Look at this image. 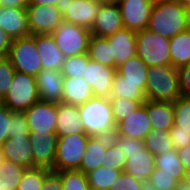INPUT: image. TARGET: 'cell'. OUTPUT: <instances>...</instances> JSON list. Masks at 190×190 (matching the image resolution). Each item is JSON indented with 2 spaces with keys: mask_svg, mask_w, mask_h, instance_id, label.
I'll return each instance as SVG.
<instances>
[{
  "mask_svg": "<svg viewBox=\"0 0 190 190\" xmlns=\"http://www.w3.org/2000/svg\"><path fill=\"white\" fill-rule=\"evenodd\" d=\"M12 39L8 36V34L0 29V58L7 57Z\"/></svg>",
  "mask_w": 190,
  "mask_h": 190,
  "instance_id": "cell-50",
  "label": "cell"
},
{
  "mask_svg": "<svg viewBox=\"0 0 190 190\" xmlns=\"http://www.w3.org/2000/svg\"><path fill=\"white\" fill-rule=\"evenodd\" d=\"M100 3H114L118 4L120 0H98Z\"/></svg>",
  "mask_w": 190,
  "mask_h": 190,
  "instance_id": "cell-56",
  "label": "cell"
},
{
  "mask_svg": "<svg viewBox=\"0 0 190 190\" xmlns=\"http://www.w3.org/2000/svg\"><path fill=\"white\" fill-rule=\"evenodd\" d=\"M117 71L123 76V80L131 83H140V88L145 91L148 80V66L137 56L131 57Z\"/></svg>",
  "mask_w": 190,
  "mask_h": 190,
  "instance_id": "cell-30",
  "label": "cell"
},
{
  "mask_svg": "<svg viewBox=\"0 0 190 190\" xmlns=\"http://www.w3.org/2000/svg\"><path fill=\"white\" fill-rule=\"evenodd\" d=\"M51 171L45 167L26 168L18 190H40L46 175Z\"/></svg>",
  "mask_w": 190,
  "mask_h": 190,
  "instance_id": "cell-35",
  "label": "cell"
},
{
  "mask_svg": "<svg viewBox=\"0 0 190 190\" xmlns=\"http://www.w3.org/2000/svg\"><path fill=\"white\" fill-rule=\"evenodd\" d=\"M34 39L42 60V69L62 70L65 57L57 47L52 35H34Z\"/></svg>",
  "mask_w": 190,
  "mask_h": 190,
  "instance_id": "cell-23",
  "label": "cell"
},
{
  "mask_svg": "<svg viewBox=\"0 0 190 190\" xmlns=\"http://www.w3.org/2000/svg\"><path fill=\"white\" fill-rule=\"evenodd\" d=\"M152 130L146 110V101L122 120L116 128V134L123 137L144 140Z\"/></svg>",
  "mask_w": 190,
  "mask_h": 190,
  "instance_id": "cell-16",
  "label": "cell"
},
{
  "mask_svg": "<svg viewBox=\"0 0 190 190\" xmlns=\"http://www.w3.org/2000/svg\"><path fill=\"white\" fill-rule=\"evenodd\" d=\"M94 97L91 86L79 78H64L62 103L70 105H82Z\"/></svg>",
  "mask_w": 190,
  "mask_h": 190,
  "instance_id": "cell-25",
  "label": "cell"
},
{
  "mask_svg": "<svg viewBox=\"0 0 190 190\" xmlns=\"http://www.w3.org/2000/svg\"><path fill=\"white\" fill-rule=\"evenodd\" d=\"M126 155L121 148L111 139L104 155V165L107 163L111 169L123 171Z\"/></svg>",
  "mask_w": 190,
  "mask_h": 190,
  "instance_id": "cell-40",
  "label": "cell"
},
{
  "mask_svg": "<svg viewBox=\"0 0 190 190\" xmlns=\"http://www.w3.org/2000/svg\"><path fill=\"white\" fill-rule=\"evenodd\" d=\"M187 180L189 181V183H190V172L189 173H187Z\"/></svg>",
  "mask_w": 190,
  "mask_h": 190,
  "instance_id": "cell-59",
  "label": "cell"
},
{
  "mask_svg": "<svg viewBox=\"0 0 190 190\" xmlns=\"http://www.w3.org/2000/svg\"><path fill=\"white\" fill-rule=\"evenodd\" d=\"M11 127V110L0 104V147L9 137Z\"/></svg>",
  "mask_w": 190,
  "mask_h": 190,
  "instance_id": "cell-46",
  "label": "cell"
},
{
  "mask_svg": "<svg viewBox=\"0 0 190 190\" xmlns=\"http://www.w3.org/2000/svg\"><path fill=\"white\" fill-rule=\"evenodd\" d=\"M149 181L157 190H176L179 182L167 173H160V169H155Z\"/></svg>",
  "mask_w": 190,
  "mask_h": 190,
  "instance_id": "cell-43",
  "label": "cell"
},
{
  "mask_svg": "<svg viewBox=\"0 0 190 190\" xmlns=\"http://www.w3.org/2000/svg\"><path fill=\"white\" fill-rule=\"evenodd\" d=\"M28 128L35 134L56 132L57 103L38 101L24 111Z\"/></svg>",
  "mask_w": 190,
  "mask_h": 190,
  "instance_id": "cell-11",
  "label": "cell"
},
{
  "mask_svg": "<svg viewBox=\"0 0 190 190\" xmlns=\"http://www.w3.org/2000/svg\"><path fill=\"white\" fill-rule=\"evenodd\" d=\"M26 10L30 35L52 34L63 22V14L54 5L28 4Z\"/></svg>",
  "mask_w": 190,
  "mask_h": 190,
  "instance_id": "cell-9",
  "label": "cell"
},
{
  "mask_svg": "<svg viewBox=\"0 0 190 190\" xmlns=\"http://www.w3.org/2000/svg\"><path fill=\"white\" fill-rule=\"evenodd\" d=\"M180 161L187 173L190 172V144L177 150Z\"/></svg>",
  "mask_w": 190,
  "mask_h": 190,
  "instance_id": "cell-51",
  "label": "cell"
},
{
  "mask_svg": "<svg viewBox=\"0 0 190 190\" xmlns=\"http://www.w3.org/2000/svg\"><path fill=\"white\" fill-rule=\"evenodd\" d=\"M122 172L123 171L111 169L106 163L86 174L89 187L99 190H109Z\"/></svg>",
  "mask_w": 190,
  "mask_h": 190,
  "instance_id": "cell-32",
  "label": "cell"
},
{
  "mask_svg": "<svg viewBox=\"0 0 190 190\" xmlns=\"http://www.w3.org/2000/svg\"><path fill=\"white\" fill-rule=\"evenodd\" d=\"M40 190H63V184L59 174L51 170L46 175Z\"/></svg>",
  "mask_w": 190,
  "mask_h": 190,
  "instance_id": "cell-49",
  "label": "cell"
},
{
  "mask_svg": "<svg viewBox=\"0 0 190 190\" xmlns=\"http://www.w3.org/2000/svg\"><path fill=\"white\" fill-rule=\"evenodd\" d=\"M146 100L174 102L182 97L179 87V71L172 65L148 67L145 87Z\"/></svg>",
  "mask_w": 190,
  "mask_h": 190,
  "instance_id": "cell-3",
  "label": "cell"
},
{
  "mask_svg": "<svg viewBox=\"0 0 190 190\" xmlns=\"http://www.w3.org/2000/svg\"><path fill=\"white\" fill-rule=\"evenodd\" d=\"M111 139L121 148L123 152L141 151L145 148L144 140L119 136L116 133Z\"/></svg>",
  "mask_w": 190,
  "mask_h": 190,
  "instance_id": "cell-45",
  "label": "cell"
},
{
  "mask_svg": "<svg viewBox=\"0 0 190 190\" xmlns=\"http://www.w3.org/2000/svg\"><path fill=\"white\" fill-rule=\"evenodd\" d=\"M136 55L148 67L171 65L170 39L148 28L137 31Z\"/></svg>",
  "mask_w": 190,
  "mask_h": 190,
  "instance_id": "cell-4",
  "label": "cell"
},
{
  "mask_svg": "<svg viewBox=\"0 0 190 190\" xmlns=\"http://www.w3.org/2000/svg\"><path fill=\"white\" fill-rule=\"evenodd\" d=\"M7 57L10 59L15 71L36 77L42 70V60L34 35L12 39Z\"/></svg>",
  "mask_w": 190,
  "mask_h": 190,
  "instance_id": "cell-6",
  "label": "cell"
},
{
  "mask_svg": "<svg viewBox=\"0 0 190 190\" xmlns=\"http://www.w3.org/2000/svg\"><path fill=\"white\" fill-rule=\"evenodd\" d=\"M145 148L154 156H158L165 151L174 149L170 132L152 129L144 139Z\"/></svg>",
  "mask_w": 190,
  "mask_h": 190,
  "instance_id": "cell-33",
  "label": "cell"
},
{
  "mask_svg": "<svg viewBox=\"0 0 190 190\" xmlns=\"http://www.w3.org/2000/svg\"><path fill=\"white\" fill-rule=\"evenodd\" d=\"M88 61L89 57L87 53L66 57L61 70L64 78L83 77L85 66H88Z\"/></svg>",
  "mask_w": 190,
  "mask_h": 190,
  "instance_id": "cell-37",
  "label": "cell"
},
{
  "mask_svg": "<svg viewBox=\"0 0 190 190\" xmlns=\"http://www.w3.org/2000/svg\"><path fill=\"white\" fill-rule=\"evenodd\" d=\"M176 190H190V183H189V181L188 180L181 181L178 184V187L176 188Z\"/></svg>",
  "mask_w": 190,
  "mask_h": 190,
  "instance_id": "cell-55",
  "label": "cell"
},
{
  "mask_svg": "<svg viewBox=\"0 0 190 190\" xmlns=\"http://www.w3.org/2000/svg\"><path fill=\"white\" fill-rule=\"evenodd\" d=\"M80 119L85 133L89 137H109L116 133L110 98L92 97L78 106Z\"/></svg>",
  "mask_w": 190,
  "mask_h": 190,
  "instance_id": "cell-2",
  "label": "cell"
},
{
  "mask_svg": "<svg viewBox=\"0 0 190 190\" xmlns=\"http://www.w3.org/2000/svg\"><path fill=\"white\" fill-rule=\"evenodd\" d=\"M4 160H5V157H4L3 152H2V149H1V147H0V166H1V164L3 163Z\"/></svg>",
  "mask_w": 190,
  "mask_h": 190,
  "instance_id": "cell-58",
  "label": "cell"
},
{
  "mask_svg": "<svg viewBox=\"0 0 190 190\" xmlns=\"http://www.w3.org/2000/svg\"><path fill=\"white\" fill-rule=\"evenodd\" d=\"M29 0H0L1 7L26 8Z\"/></svg>",
  "mask_w": 190,
  "mask_h": 190,
  "instance_id": "cell-52",
  "label": "cell"
},
{
  "mask_svg": "<svg viewBox=\"0 0 190 190\" xmlns=\"http://www.w3.org/2000/svg\"><path fill=\"white\" fill-rule=\"evenodd\" d=\"M88 139L89 136L86 133L58 137L54 171L79 169Z\"/></svg>",
  "mask_w": 190,
  "mask_h": 190,
  "instance_id": "cell-7",
  "label": "cell"
},
{
  "mask_svg": "<svg viewBox=\"0 0 190 190\" xmlns=\"http://www.w3.org/2000/svg\"><path fill=\"white\" fill-rule=\"evenodd\" d=\"M15 74L13 67L8 57L0 58V100L6 95L12 83Z\"/></svg>",
  "mask_w": 190,
  "mask_h": 190,
  "instance_id": "cell-41",
  "label": "cell"
},
{
  "mask_svg": "<svg viewBox=\"0 0 190 190\" xmlns=\"http://www.w3.org/2000/svg\"><path fill=\"white\" fill-rule=\"evenodd\" d=\"M171 65L180 68L190 63V29L170 39Z\"/></svg>",
  "mask_w": 190,
  "mask_h": 190,
  "instance_id": "cell-29",
  "label": "cell"
},
{
  "mask_svg": "<svg viewBox=\"0 0 190 190\" xmlns=\"http://www.w3.org/2000/svg\"><path fill=\"white\" fill-rule=\"evenodd\" d=\"M178 71L181 96L190 98V63L181 66Z\"/></svg>",
  "mask_w": 190,
  "mask_h": 190,
  "instance_id": "cell-48",
  "label": "cell"
},
{
  "mask_svg": "<svg viewBox=\"0 0 190 190\" xmlns=\"http://www.w3.org/2000/svg\"><path fill=\"white\" fill-rule=\"evenodd\" d=\"M58 1L62 0H29V4H38V5H57Z\"/></svg>",
  "mask_w": 190,
  "mask_h": 190,
  "instance_id": "cell-53",
  "label": "cell"
},
{
  "mask_svg": "<svg viewBox=\"0 0 190 190\" xmlns=\"http://www.w3.org/2000/svg\"><path fill=\"white\" fill-rule=\"evenodd\" d=\"M110 140L111 138L109 137H89L87 148L78 170L87 174L104 165V155Z\"/></svg>",
  "mask_w": 190,
  "mask_h": 190,
  "instance_id": "cell-24",
  "label": "cell"
},
{
  "mask_svg": "<svg viewBox=\"0 0 190 190\" xmlns=\"http://www.w3.org/2000/svg\"><path fill=\"white\" fill-rule=\"evenodd\" d=\"M147 28L171 39L190 29V10L179 0H155Z\"/></svg>",
  "mask_w": 190,
  "mask_h": 190,
  "instance_id": "cell-1",
  "label": "cell"
},
{
  "mask_svg": "<svg viewBox=\"0 0 190 190\" xmlns=\"http://www.w3.org/2000/svg\"><path fill=\"white\" fill-rule=\"evenodd\" d=\"M140 190H157L153 184L148 180V181H143Z\"/></svg>",
  "mask_w": 190,
  "mask_h": 190,
  "instance_id": "cell-54",
  "label": "cell"
},
{
  "mask_svg": "<svg viewBox=\"0 0 190 190\" xmlns=\"http://www.w3.org/2000/svg\"><path fill=\"white\" fill-rule=\"evenodd\" d=\"M0 29L11 39L30 35L26 8L1 7Z\"/></svg>",
  "mask_w": 190,
  "mask_h": 190,
  "instance_id": "cell-18",
  "label": "cell"
},
{
  "mask_svg": "<svg viewBox=\"0 0 190 190\" xmlns=\"http://www.w3.org/2000/svg\"><path fill=\"white\" fill-rule=\"evenodd\" d=\"M109 98L146 101V94L145 91L140 88V83H131L123 80V76L117 71Z\"/></svg>",
  "mask_w": 190,
  "mask_h": 190,
  "instance_id": "cell-31",
  "label": "cell"
},
{
  "mask_svg": "<svg viewBox=\"0 0 190 190\" xmlns=\"http://www.w3.org/2000/svg\"><path fill=\"white\" fill-rule=\"evenodd\" d=\"M51 35L65 58L88 51L91 37V31L88 28L63 21Z\"/></svg>",
  "mask_w": 190,
  "mask_h": 190,
  "instance_id": "cell-8",
  "label": "cell"
},
{
  "mask_svg": "<svg viewBox=\"0 0 190 190\" xmlns=\"http://www.w3.org/2000/svg\"><path fill=\"white\" fill-rule=\"evenodd\" d=\"M0 190H7V189L0 184Z\"/></svg>",
  "mask_w": 190,
  "mask_h": 190,
  "instance_id": "cell-60",
  "label": "cell"
},
{
  "mask_svg": "<svg viewBox=\"0 0 190 190\" xmlns=\"http://www.w3.org/2000/svg\"><path fill=\"white\" fill-rule=\"evenodd\" d=\"M59 174L63 190H88L87 175L78 169L55 171Z\"/></svg>",
  "mask_w": 190,
  "mask_h": 190,
  "instance_id": "cell-36",
  "label": "cell"
},
{
  "mask_svg": "<svg viewBox=\"0 0 190 190\" xmlns=\"http://www.w3.org/2000/svg\"><path fill=\"white\" fill-rule=\"evenodd\" d=\"M25 169L17 163L4 160L0 166V184L7 190H18Z\"/></svg>",
  "mask_w": 190,
  "mask_h": 190,
  "instance_id": "cell-34",
  "label": "cell"
},
{
  "mask_svg": "<svg viewBox=\"0 0 190 190\" xmlns=\"http://www.w3.org/2000/svg\"><path fill=\"white\" fill-rule=\"evenodd\" d=\"M87 54L90 60L115 68V56H113L112 46L106 37L91 35Z\"/></svg>",
  "mask_w": 190,
  "mask_h": 190,
  "instance_id": "cell-28",
  "label": "cell"
},
{
  "mask_svg": "<svg viewBox=\"0 0 190 190\" xmlns=\"http://www.w3.org/2000/svg\"><path fill=\"white\" fill-rule=\"evenodd\" d=\"M34 167H45L54 171L58 136L56 132L35 134L29 132Z\"/></svg>",
  "mask_w": 190,
  "mask_h": 190,
  "instance_id": "cell-13",
  "label": "cell"
},
{
  "mask_svg": "<svg viewBox=\"0 0 190 190\" xmlns=\"http://www.w3.org/2000/svg\"><path fill=\"white\" fill-rule=\"evenodd\" d=\"M187 9L190 10V0H179Z\"/></svg>",
  "mask_w": 190,
  "mask_h": 190,
  "instance_id": "cell-57",
  "label": "cell"
},
{
  "mask_svg": "<svg viewBox=\"0 0 190 190\" xmlns=\"http://www.w3.org/2000/svg\"><path fill=\"white\" fill-rule=\"evenodd\" d=\"M142 182L134 176L122 172L109 190H140Z\"/></svg>",
  "mask_w": 190,
  "mask_h": 190,
  "instance_id": "cell-44",
  "label": "cell"
},
{
  "mask_svg": "<svg viewBox=\"0 0 190 190\" xmlns=\"http://www.w3.org/2000/svg\"><path fill=\"white\" fill-rule=\"evenodd\" d=\"M85 133L80 119L78 106L65 103L57 104L56 134L58 137Z\"/></svg>",
  "mask_w": 190,
  "mask_h": 190,
  "instance_id": "cell-22",
  "label": "cell"
},
{
  "mask_svg": "<svg viewBox=\"0 0 190 190\" xmlns=\"http://www.w3.org/2000/svg\"><path fill=\"white\" fill-rule=\"evenodd\" d=\"M106 38L115 56V69L136 55V31L123 28Z\"/></svg>",
  "mask_w": 190,
  "mask_h": 190,
  "instance_id": "cell-21",
  "label": "cell"
},
{
  "mask_svg": "<svg viewBox=\"0 0 190 190\" xmlns=\"http://www.w3.org/2000/svg\"><path fill=\"white\" fill-rule=\"evenodd\" d=\"M124 153L127 159L123 172L141 181H148L155 170V156L146 148Z\"/></svg>",
  "mask_w": 190,
  "mask_h": 190,
  "instance_id": "cell-19",
  "label": "cell"
},
{
  "mask_svg": "<svg viewBox=\"0 0 190 190\" xmlns=\"http://www.w3.org/2000/svg\"><path fill=\"white\" fill-rule=\"evenodd\" d=\"M29 128L24 112L11 111L9 137L29 136Z\"/></svg>",
  "mask_w": 190,
  "mask_h": 190,
  "instance_id": "cell-42",
  "label": "cell"
},
{
  "mask_svg": "<svg viewBox=\"0 0 190 190\" xmlns=\"http://www.w3.org/2000/svg\"><path fill=\"white\" fill-rule=\"evenodd\" d=\"M1 104L11 111L24 112L39 101L36 77L15 71L12 83Z\"/></svg>",
  "mask_w": 190,
  "mask_h": 190,
  "instance_id": "cell-5",
  "label": "cell"
},
{
  "mask_svg": "<svg viewBox=\"0 0 190 190\" xmlns=\"http://www.w3.org/2000/svg\"><path fill=\"white\" fill-rule=\"evenodd\" d=\"M64 75L61 70L42 69L36 75V84L40 101L61 103L63 97Z\"/></svg>",
  "mask_w": 190,
  "mask_h": 190,
  "instance_id": "cell-17",
  "label": "cell"
},
{
  "mask_svg": "<svg viewBox=\"0 0 190 190\" xmlns=\"http://www.w3.org/2000/svg\"><path fill=\"white\" fill-rule=\"evenodd\" d=\"M174 149L178 150L190 144V131L180 130L175 125L169 130Z\"/></svg>",
  "mask_w": 190,
  "mask_h": 190,
  "instance_id": "cell-47",
  "label": "cell"
},
{
  "mask_svg": "<svg viewBox=\"0 0 190 190\" xmlns=\"http://www.w3.org/2000/svg\"><path fill=\"white\" fill-rule=\"evenodd\" d=\"M123 28L124 26L119 4L100 3L98 14L90 29L91 35L108 37Z\"/></svg>",
  "mask_w": 190,
  "mask_h": 190,
  "instance_id": "cell-15",
  "label": "cell"
},
{
  "mask_svg": "<svg viewBox=\"0 0 190 190\" xmlns=\"http://www.w3.org/2000/svg\"><path fill=\"white\" fill-rule=\"evenodd\" d=\"M1 149L5 160L17 163L24 168H34L29 136L8 137Z\"/></svg>",
  "mask_w": 190,
  "mask_h": 190,
  "instance_id": "cell-20",
  "label": "cell"
},
{
  "mask_svg": "<svg viewBox=\"0 0 190 190\" xmlns=\"http://www.w3.org/2000/svg\"><path fill=\"white\" fill-rule=\"evenodd\" d=\"M88 190H99V189H94V188L89 187V189H88Z\"/></svg>",
  "mask_w": 190,
  "mask_h": 190,
  "instance_id": "cell-61",
  "label": "cell"
},
{
  "mask_svg": "<svg viewBox=\"0 0 190 190\" xmlns=\"http://www.w3.org/2000/svg\"><path fill=\"white\" fill-rule=\"evenodd\" d=\"M146 110L152 129L168 131L174 126L172 102H156L146 100Z\"/></svg>",
  "mask_w": 190,
  "mask_h": 190,
  "instance_id": "cell-26",
  "label": "cell"
},
{
  "mask_svg": "<svg viewBox=\"0 0 190 190\" xmlns=\"http://www.w3.org/2000/svg\"><path fill=\"white\" fill-rule=\"evenodd\" d=\"M113 117L116 125L126 119L132 111L140 107L145 101H132L124 98H110Z\"/></svg>",
  "mask_w": 190,
  "mask_h": 190,
  "instance_id": "cell-39",
  "label": "cell"
},
{
  "mask_svg": "<svg viewBox=\"0 0 190 190\" xmlns=\"http://www.w3.org/2000/svg\"><path fill=\"white\" fill-rule=\"evenodd\" d=\"M174 125L190 131V98L180 97L173 102Z\"/></svg>",
  "mask_w": 190,
  "mask_h": 190,
  "instance_id": "cell-38",
  "label": "cell"
},
{
  "mask_svg": "<svg viewBox=\"0 0 190 190\" xmlns=\"http://www.w3.org/2000/svg\"><path fill=\"white\" fill-rule=\"evenodd\" d=\"M155 169H160V173H167L175 178L179 183L187 180V172L180 161L177 150L172 149L155 156Z\"/></svg>",
  "mask_w": 190,
  "mask_h": 190,
  "instance_id": "cell-27",
  "label": "cell"
},
{
  "mask_svg": "<svg viewBox=\"0 0 190 190\" xmlns=\"http://www.w3.org/2000/svg\"><path fill=\"white\" fill-rule=\"evenodd\" d=\"M117 69L99 64L93 60L85 66L84 80L91 86L94 97H110Z\"/></svg>",
  "mask_w": 190,
  "mask_h": 190,
  "instance_id": "cell-14",
  "label": "cell"
},
{
  "mask_svg": "<svg viewBox=\"0 0 190 190\" xmlns=\"http://www.w3.org/2000/svg\"><path fill=\"white\" fill-rule=\"evenodd\" d=\"M155 0H120L124 28L141 31L147 28Z\"/></svg>",
  "mask_w": 190,
  "mask_h": 190,
  "instance_id": "cell-12",
  "label": "cell"
},
{
  "mask_svg": "<svg viewBox=\"0 0 190 190\" xmlns=\"http://www.w3.org/2000/svg\"><path fill=\"white\" fill-rule=\"evenodd\" d=\"M57 8L63 14V21L91 29L98 14V0H62Z\"/></svg>",
  "mask_w": 190,
  "mask_h": 190,
  "instance_id": "cell-10",
  "label": "cell"
}]
</instances>
